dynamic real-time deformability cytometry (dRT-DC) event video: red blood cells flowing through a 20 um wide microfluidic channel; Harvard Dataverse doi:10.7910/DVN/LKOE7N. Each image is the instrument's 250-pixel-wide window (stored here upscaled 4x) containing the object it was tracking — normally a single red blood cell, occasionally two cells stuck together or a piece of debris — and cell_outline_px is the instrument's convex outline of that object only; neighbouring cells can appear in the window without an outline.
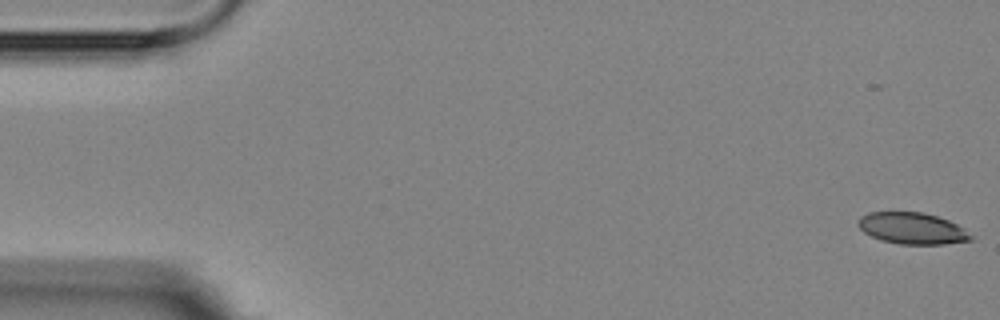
{"species": "Egyptian fruit bat (a non-hibernating species)", "species_latin": "Rousettus aegyptiacus", "temperature_condition": "room temperature", "stored_images_in_passage": 5, "camera_frame_rate_fps": 3000, "um_per_image_px": 0.085, "animal": {"sex": "female"}, "frame": {"image": 1, "passage_image": 1, "time_ms": 0.0, "image_size_px": [1000, 320], "cell_outline_px": [[972, 240], [944, 244], [900, 244], [880, 240], [864, 232], [856, 224], [860, 216], [868, 212], [924, 212], [948, 220], [964, 228], [972, 236]], "centroid_in_image_um": [77.51, 19.4], "position_along_channel_um": 7.5, "area_um2": 20.69}}
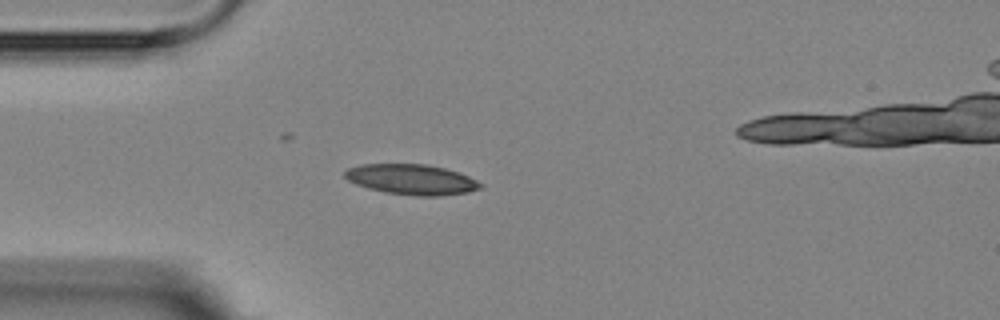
{"frame": {"image": 2, "passage_image": 5, "time_ms": 4.667, "image_size_px": [1000, 320], "cell_outline_px": [[484, 184], [480, 188], [468, 192], [440, 196], [416, 196], [384, 192], [368, 188], [356, 184], [348, 180], [344, 176], [344, 172], [348, 168], [360, 164], [428, 164], [444, 168], [468, 176]], "centroid_in_image_um": [34.97, 15.25], "position_along_channel_um": 50.0, "area_um2": 23.99}}